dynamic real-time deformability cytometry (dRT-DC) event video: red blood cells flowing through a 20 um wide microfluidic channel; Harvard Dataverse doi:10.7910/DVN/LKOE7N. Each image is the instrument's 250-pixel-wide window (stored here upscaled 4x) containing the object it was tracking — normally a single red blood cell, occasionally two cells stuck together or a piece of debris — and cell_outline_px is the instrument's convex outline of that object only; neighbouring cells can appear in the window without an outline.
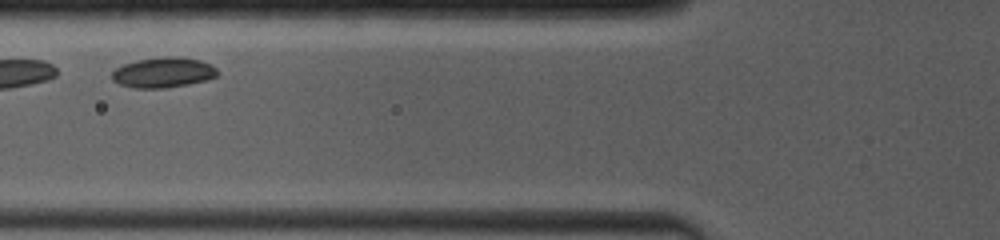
{"species": "common noctule bat (a hibernating species)", "species_latin": "Nyctalus noctula", "temperature_condition": "room temperature", "stored_images_in_passage": 13, "camera_frame_rate_fps": 4000, "um_per_image_px": 0.085, "animal": {"sex": "female", "body_mass_g": 19.0, "forearm_length_mm": 53.3}, "frame": {"image": 1, "passage_image": 3, "time_ms": 1.25, "image_size_px": [1000, 240], "cell_outline_px": [[220, 72], [216, 76], [204, 80], [188, 84], [164, 88], [136, 88], [120, 84], [112, 80], [112, 72], [116, 68], [124, 64], [136, 60], [164, 56], [180, 56], [200, 60], [212, 64]], "centroid_in_image_um": [13.89, 6.14], "position_along_channel_um": 111.9, "area_um2": 18.67}}